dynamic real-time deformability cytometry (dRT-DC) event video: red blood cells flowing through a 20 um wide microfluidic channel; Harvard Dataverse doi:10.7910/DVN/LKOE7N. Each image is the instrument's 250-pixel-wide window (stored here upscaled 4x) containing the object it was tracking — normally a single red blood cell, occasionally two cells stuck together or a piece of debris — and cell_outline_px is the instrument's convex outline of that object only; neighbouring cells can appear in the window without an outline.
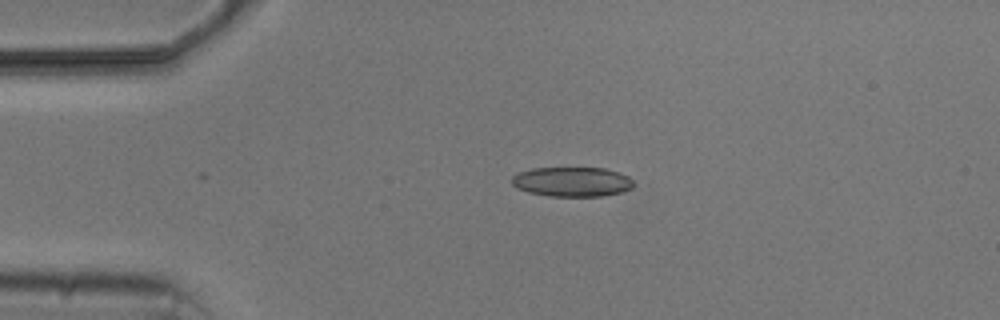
{"species": "common noctule bat (a hibernating species)", "species_latin": "Nyctalus noctula", "temperature_condition": "cold", "stored_images_in_passage": 4, "camera_frame_rate_fps": 3000, "um_per_image_px": 0.085, "animal": {"sex": "male", "body_mass_g": 20.5, "forearm_length_mm": 52.5}, "frame": {"image": 1, "passage_image": 3, "time_ms": 2.333, "image_size_px": [1000, 320], "cell_outline_px": [[636, 184], [632, 188], [620, 192], [604, 196], [548, 196], [528, 192], [516, 188], [512, 184], [512, 176], [520, 172], [532, 168], [604, 168], [628, 176]], "centroid_in_image_um": [48.62, 15.45], "position_along_channel_um": 36.4, "area_um2": 21.04}}